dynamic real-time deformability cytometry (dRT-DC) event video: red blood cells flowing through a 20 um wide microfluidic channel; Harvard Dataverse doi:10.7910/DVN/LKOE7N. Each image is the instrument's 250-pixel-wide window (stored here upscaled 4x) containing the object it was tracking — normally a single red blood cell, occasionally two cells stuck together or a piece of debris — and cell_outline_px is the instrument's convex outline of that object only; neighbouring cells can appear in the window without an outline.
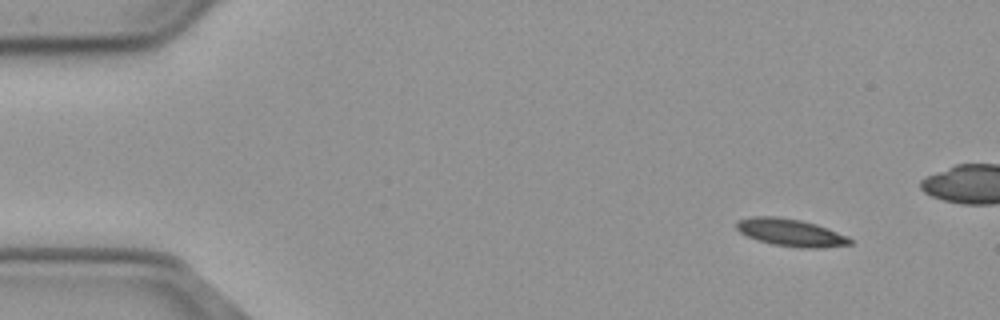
{"species": "common noctule bat (a hibernating species)", "species_latin": "Nyctalus noctula", "temperature_condition": "cold", "stored_images_in_passage": 52, "camera_frame_rate_fps": 3000, "um_per_image_px": 0.085, "animal": {"sex": "male", "body_mass_g": 23.1, "forearm_length_mm": 52.7}, "frame": {"image": 1, "passage_image": 1, "time_ms": 0.0, "image_size_px": [1000, 320], "cell_outline_px": [[852, 244], [820, 248], [800, 248], [772, 244], [756, 240], [740, 232], [736, 228], [736, 220], [752, 216], [776, 216], [800, 220], [816, 224], [828, 228], [848, 236], [852, 240]], "centroid_in_image_um": [67.2, 19.76], "position_along_channel_um": 17.8, "area_um2": 18.26}}
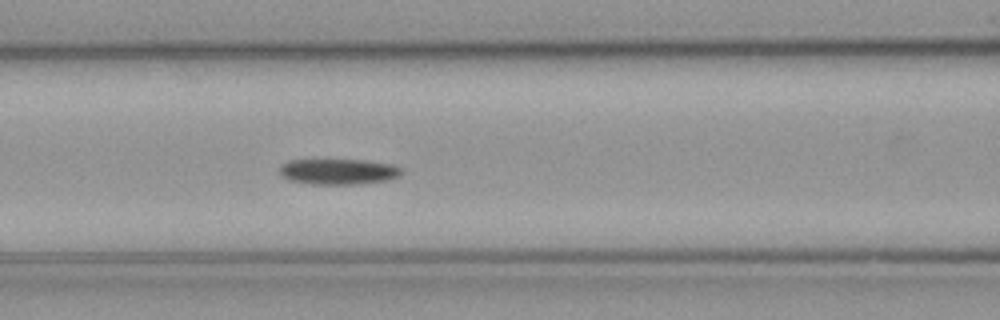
{"frame": {"image": 2, "passage_image": 19, "time_ms": 6.0, "image_size_px": [1000, 320], "cell_outline_px": [[404, 172], [400, 176], [388, 180], [356, 184], [312, 184], [288, 180], [280, 176], [280, 168], [288, 160], [364, 160], [392, 164], [400, 168]], "centroid_in_image_um": [28.77, 14.59], "position_along_channel_um": 137.8, "area_um2": 18.26}}
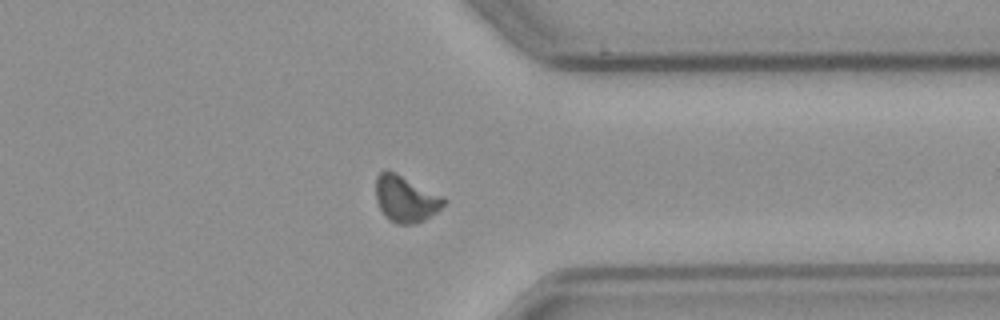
{"frame": {"image": 3, "passage_image": 39, "time_ms": 12.667, "image_size_px": [1000, 320], "cell_outline_px": [[448, 200], [436, 212], [424, 220], [416, 224], [396, 224], [388, 220], [384, 216], [376, 200], [376, 176], [380, 172], [396, 172], [444, 196]], "centroid_in_image_um": [34.49, 16.92], "position_along_channel_um": 376.9, "area_um2": 18.5}}